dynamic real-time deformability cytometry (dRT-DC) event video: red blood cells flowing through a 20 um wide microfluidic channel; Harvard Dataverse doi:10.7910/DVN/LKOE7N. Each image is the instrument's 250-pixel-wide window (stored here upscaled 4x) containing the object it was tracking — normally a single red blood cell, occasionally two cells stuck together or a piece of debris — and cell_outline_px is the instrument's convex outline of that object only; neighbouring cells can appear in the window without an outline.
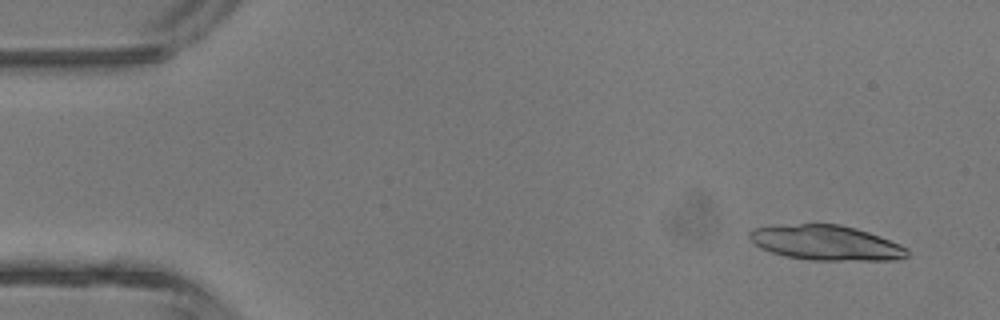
{"species": "common noctule bat (a hibernating species)", "species_latin": "Nyctalus noctula", "temperature_condition": "room temperature", "stored_images_in_passage": 5, "camera_frame_rate_fps": 3000, "um_per_image_px": 0.085, "animal": {"sex": "male", "body_mass_g": 13.3}, "frame": {"image": 1, "passage_image": 1, "time_ms": 0.0, "image_size_px": [1000, 320], "cell_outline_px": [[908, 256], [896, 260], [812, 260], [784, 256], [760, 248], [748, 236], [748, 232], [752, 228], [772, 224], [840, 224], [856, 228], [880, 236], [900, 244], [908, 248]], "centroid_in_image_um": [70.19, 20.62], "position_along_channel_um": 14.8, "area_um2": 32.43}}